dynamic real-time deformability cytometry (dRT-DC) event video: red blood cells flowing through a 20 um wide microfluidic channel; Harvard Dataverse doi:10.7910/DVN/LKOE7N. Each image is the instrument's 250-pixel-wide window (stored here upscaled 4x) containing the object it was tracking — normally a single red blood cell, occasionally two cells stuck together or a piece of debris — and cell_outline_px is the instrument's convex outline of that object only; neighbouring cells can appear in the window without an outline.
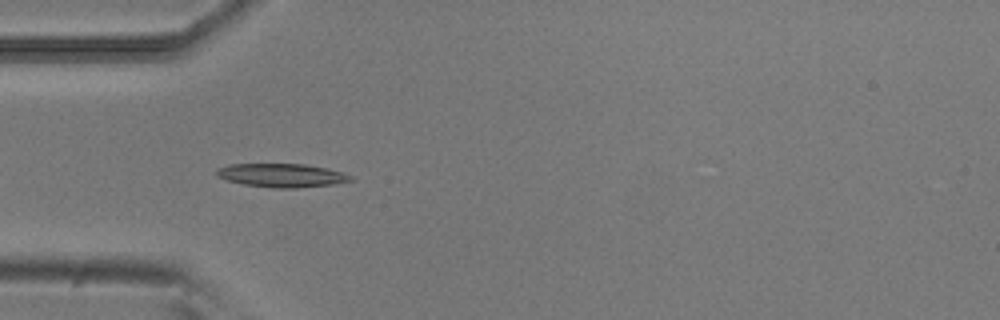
{"species": "common noctule bat (a hibernating species)", "species_latin": "Nyctalus noctula", "temperature_condition": "room temperature", "stored_images_in_passage": 40, "camera_frame_rate_fps": 3000, "um_per_image_px": 0.085, "animal": {"sex": "male", "body_mass_g": 20.5, "forearm_length_mm": 52.5}, "frame": {"image": 1, "passage_image": 3, "time_ms": 0.667, "image_size_px": [1000, 320], "cell_outline_px": [[352, 180], [332, 184], [296, 188], [272, 188], [244, 184], [228, 180], [216, 176], [216, 168], [228, 164], [304, 164], [328, 168], [344, 172], [352, 176]], "centroid_in_image_um": [23.93, 14.9], "position_along_channel_um": 61.1, "area_um2": 18.44}}
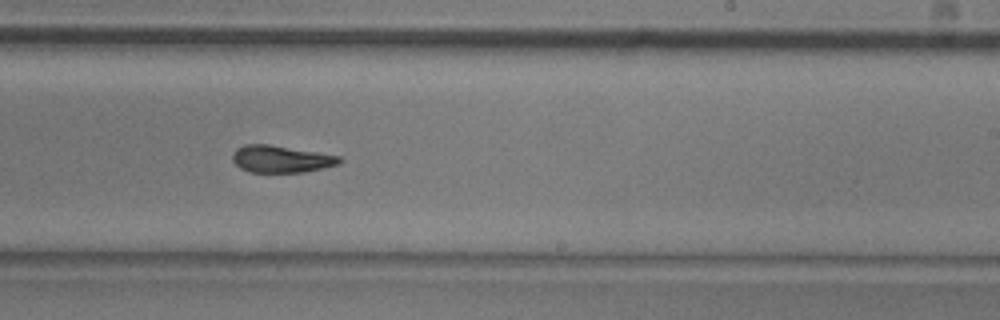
{"frame": {"image": 2, "passage_image": 19, "time_ms": 6.0, "image_size_px": [1000, 320], "cell_outline_px": [[344, 160], [340, 164], [304, 172], [248, 172], [240, 168], [232, 160], [232, 156], [236, 148], [244, 144], [268, 144], [340, 156]], "centroid_in_image_um": [23.88, 13.52], "position_along_channel_um": 265.1, "area_um2": 16.88}}
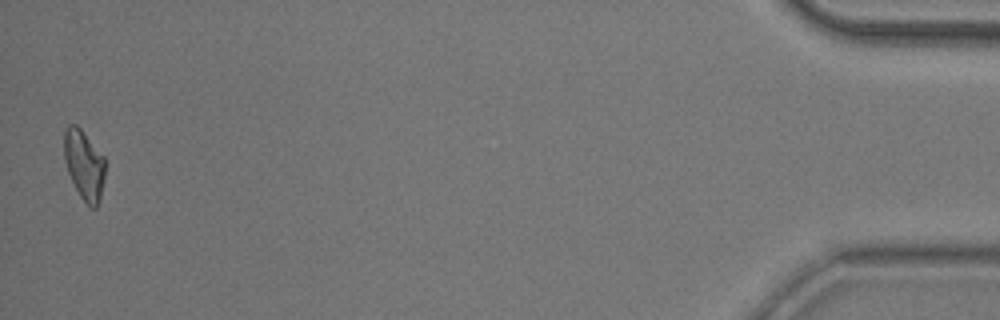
{"frame": {"image": 3, "passage_image": 39, "time_ms": 12.667, "image_size_px": [1000, 320], "cell_outline_px": [[104, 176], [100, 200], [96, 208], [88, 208], [80, 196], [68, 172], [64, 160], [64, 132], [68, 124], [76, 124], [80, 128], [104, 156]], "centroid_in_image_um": [7.14, 14.02], "position_along_channel_um": 428.1, "area_um2": 16.65}, "authors_computed_cell_mechanics": {"area_um2": 17.2244, "velocity_mm_per_s": 3.8439, "shape_relaxation_time_tau1_ms": 3.4983, "shape_relaxation_time_tau2_ms": 3.3456, "deformation_change_tau1": 0.1798, "deformation_change_tau2": 0.1242}}